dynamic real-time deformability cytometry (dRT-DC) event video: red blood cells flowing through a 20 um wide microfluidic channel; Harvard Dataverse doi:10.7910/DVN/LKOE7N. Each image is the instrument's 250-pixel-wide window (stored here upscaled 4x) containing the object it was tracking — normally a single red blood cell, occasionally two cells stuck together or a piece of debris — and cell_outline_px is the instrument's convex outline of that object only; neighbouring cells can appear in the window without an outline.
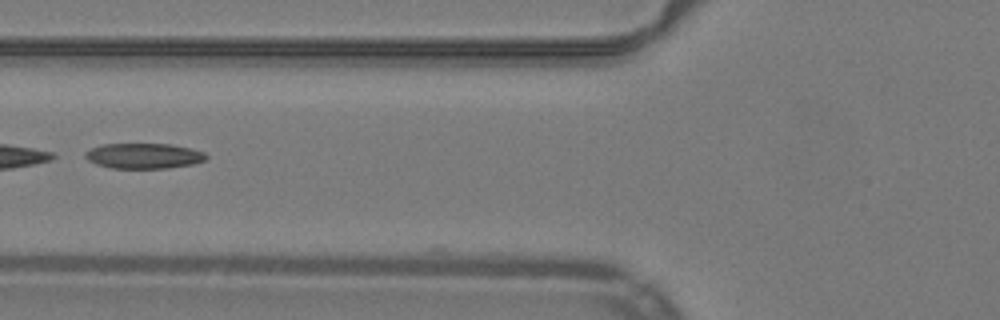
{"species": "common noctule bat (a hibernating species)", "species_latin": "Nyctalus noctula", "temperature_condition": "warm", "stored_images_in_passage": 21, "camera_frame_rate_fps": 3000, "um_per_image_px": 0.085, "animal": {"sex": "male", "body_mass_g": 19.2, "forearm_length_mm": 51.8}, "frame": {"image": 1, "passage_image": 20, "time_ms": 6.333, "image_size_px": [1000, 320], "cell_outline_px": [[208, 156], [204, 160], [192, 164], [168, 168], [112, 168], [96, 164], [88, 160], [84, 156], [84, 152], [100, 144], [168, 144], [188, 148], [204, 152]], "centroid_in_image_um": [12.18, 13.25], "position_along_channel_um": 113.6, "area_um2": 17.74}}